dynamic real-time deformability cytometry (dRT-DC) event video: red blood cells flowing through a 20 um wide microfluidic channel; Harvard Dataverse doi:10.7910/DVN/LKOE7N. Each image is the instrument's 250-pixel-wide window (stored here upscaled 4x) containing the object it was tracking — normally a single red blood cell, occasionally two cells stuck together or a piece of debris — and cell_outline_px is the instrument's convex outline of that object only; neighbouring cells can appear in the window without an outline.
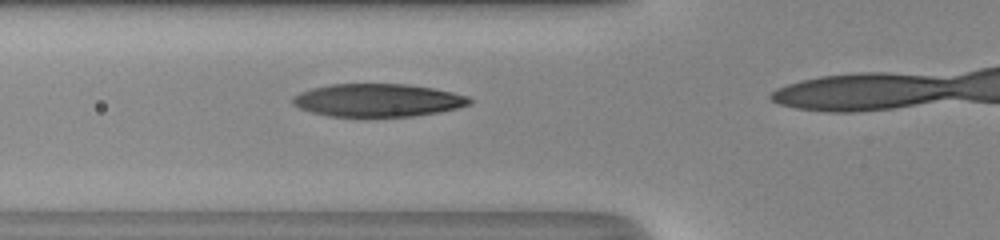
{"species": "human", "species_latin": "Homo sapiens", "temperature_condition": "room temperature", "stored_images_in_passage": 16, "camera_frame_rate_fps": 3000, "um_per_image_px": 0.085, "donor": {"sex": "male"}, "frame": {"image": 1, "passage_image": 12, "time_ms": 3.667, "image_size_px": [1000, 240], "cell_outline_px": [[472, 104], [460, 108], [440, 112], [412, 116], [328, 116], [312, 112], [300, 108], [292, 104], [292, 96], [300, 92], [312, 88], [328, 84], [408, 84], [432, 88], [452, 92], [468, 96], [472, 100]], "centroid_in_image_um": [32.13, 8.51], "position_along_channel_um": 93.7, "area_um2": 34.04}}